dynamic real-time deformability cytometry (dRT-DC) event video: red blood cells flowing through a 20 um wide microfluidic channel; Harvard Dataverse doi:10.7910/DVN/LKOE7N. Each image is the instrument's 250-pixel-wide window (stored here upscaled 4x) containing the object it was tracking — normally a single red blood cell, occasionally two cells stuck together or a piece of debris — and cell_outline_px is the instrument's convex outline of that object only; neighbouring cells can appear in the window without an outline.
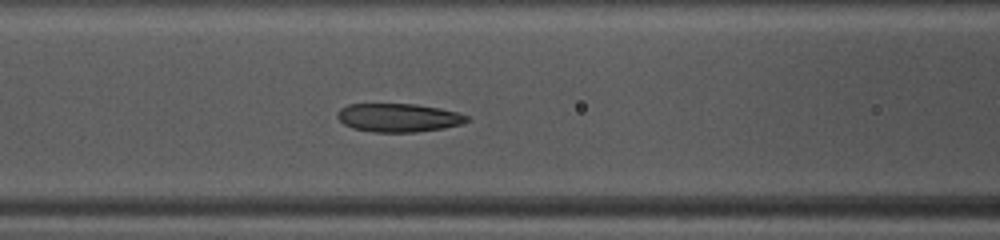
{"species": "common noctule bat (a hibernating species)", "species_latin": "Nyctalus noctula", "temperature_condition": "warm", "stored_images_in_passage": 35, "camera_frame_rate_fps": 3000, "um_per_image_px": 0.085, "animal": {"sex": "female", "body_mass_g": 10.0, "forearm_length_mm": 53.1}, "frame": {"image": 1, "passage_image": 8, "time_ms": 2.333, "image_size_px": [1000, 240], "cell_outline_px": [[472, 116], [468, 120], [460, 124], [444, 128], [416, 132], [376, 132], [352, 128], [344, 124], [336, 116], [340, 108], [348, 104], [416, 104], [440, 108]], "centroid_in_image_um": [33.88, 10.0], "position_along_channel_um": 132.7, "area_um2": 21.5}}
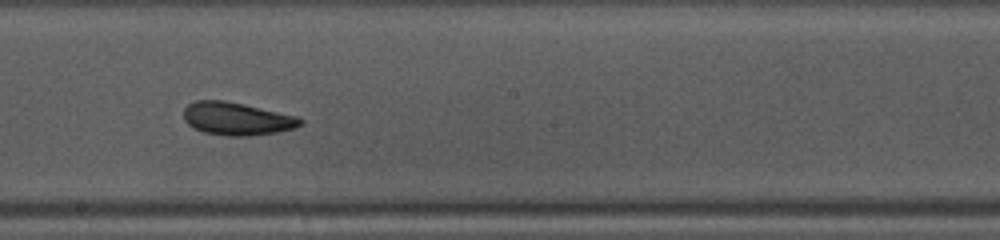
{"frame": {"image": 2, "passage_image": 15, "time_ms": 4.667, "image_size_px": [1000, 240], "cell_outline_px": [[304, 124], [296, 128], [276, 132], [252, 136], [228, 136], [204, 132], [188, 124], [184, 120], [184, 108], [188, 104], [196, 100], [224, 100], [244, 104], [296, 116], [304, 120]], "centroid_in_image_um": [20.15, 10.09], "position_along_channel_um": 228.1, "area_um2": 22.37}}
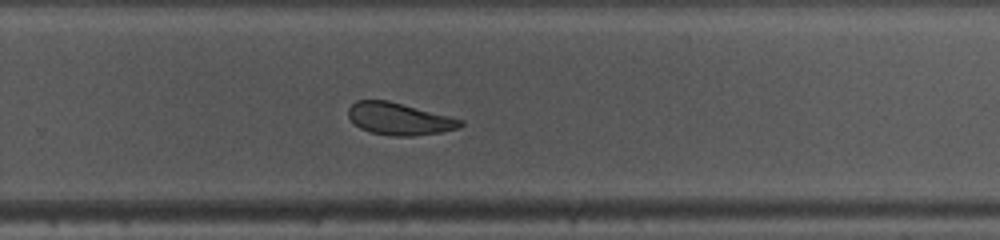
{"frame": {"image": 3, "passage_image": 20, "time_ms": 6.333, "image_size_px": [1000, 240], "cell_outline_px": [[464, 124], [456, 128], [440, 132], [412, 136], [392, 136], [368, 132], [360, 128], [348, 116], [348, 108], [356, 100], [388, 100], [464, 120]], "centroid_in_image_um": [33.91, 10.1], "position_along_channel_um": 295.9, "area_um2": 20.87}, "authors_computed_cell_mechanics": {"area_um2": 22.1952, "velocity_mm_per_s": 4.0918, "shape_relaxation_time_tau1_ms": 3.2456, "shape_relaxation_time_tau2_ms": 1.7916, "deformation_change_tau1": 0.1153, "deformation_change_tau2": 0.0836}}